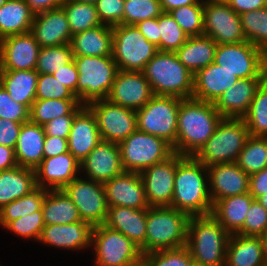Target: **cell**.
I'll return each instance as SVG.
<instances>
[{
  "instance_id": "4",
  "label": "cell",
  "mask_w": 267,
  "mask_h": 266,
  "mask_svg": "<svg viewBox=\"0 0 267 266\" xmlns=\"http://www.w3.org/2000/svg\"><path fill=\"white\" fill-rule=\"evenodd\" d=\"M154 95L191 98L194 75L179 61L175 52L157 51L144 70Z\"/></svg>"
},
{
  "instance_id": "40",
  "label": "cell",
  "mask_w": 267,
  "mask_h": 266,
  "mask_svg": "<svg viewBox=\"0 0 267 266\" xmlns=\"http://www.w3.org/2000/svg\"><path fill=\"white\" fill-rule=\"evenodd\" d=\"M236 163L248 175L267 167V137L249 136Z\"/></svg>"
},
{
  "instance_id": "36",
  "label": "cell",
  "mask_w": 267,
  "mask_h": 266,
  "mask_svg": "<svg viewBox=\"0 0 267 266\" xmlns=\"http://www.w3.org/2000/svg\"><path fill=\"white\" fill-rule=\"evenodd\" d=\"M34 15L24 0H7L0 7V40L30 32Z\"/></svg>"
},
{
  "instance_id": "14",
  "label": "cell",
  "mask_w": 267,
  "mask_h": 266,
  "mask_svg": "<svg viewBox=\"0 0 267 266\" xmlns=\"http://www.w3.org/2000/svg\"><path fill=\"white\" fill-rule=\"evenodd\" d=\"M95 116L102 140L120 143L137 130L136 111L108 99L86 105Z\"/></svg>"
},
{
  "instance_id": "29",
  "label": "cell",
  "mask_w": 267,
  "mask_h": 266,
  "mask_svg": "<svg viewBox=\"0 0 267 266\" xmlns=\"http://www.w3.org/2000/svg\"><path fill=\"white\" fill-rule=\"evenodd\" d=\"M45 136L43 126L30 120L22 123L14 149L18 166L35 169L41 163Z\"/></svg>"
},
{
  "instance_id": "13",
  "label": "cell",
  "mask_w": 267,
  "mask_h": 266,
  "mask_svg": "<svg viewBox=\"0 0 267 266\" xmlns=\"http://www.w3.org/2000/svg\"><path fill=\"white\" fill-rule=\"evenodd\" d=\"M203 34L217 45L246 41L240 15L225 0L203 1Z\"/></svg>"
},
{
  "instance_id": "9",
  "label": "cell",
  "mask_w": 267,
  "mask_h": 266,
  "mask_svg": "<svg viewBox=\"0 0 267 266\" xmlns=\"http://www.w3.org/2000/svg\"><path fill=\"white\" fill-rule=\"evenodd\" d=\"M182 99L154 95L141 109L136 110L137 130L176 144L178 110Z\"/></svg>"
},
{
  "instance_id": "56",
  "label": "cell",
  "mask_w": 267,
  "mask_h": 266,
  "mask_svg": "<svg viewBox=\"0 0 267 266\" xmlns=\"http://www.w3.org/2000/svg\"><path fill=\"white\" fill-rule=\"evenodd\" d=\"M52 75L76 96L79 74L74 60L66 65H62V68L52 73Z\"/></svg>"
},
{
  "instance_id": "43",
  "label": "cell",
  "mask_w": 267,
  "mask_h": 266,
  "mask_svg": "<svg viewBox=\"0 0 267 266\" xmlns=\"http://www.w3.org/2000/svg\"><path fill=\"white\" fill-rule=\"evenodd\" d=\"M246 41L267 54V7L240 14Z\"/></svg>"
},
{
  "instance_id": "65",
  "label": "cell",
  "mask_w": 267,
  "mask_h": 266,
  "mask_svg": "<svg viewBox=\"0 0 267 266\" xmlns=\"http://www.w3.org/2000/svg\"><path fill=\"white\" fill-rule=\"evenodd\" d=\"M267 210V192L256 199Z\"/></svg>"
},
{
  "instance_id": "15",
  "label": "cell",
  "mask_w": 267,
  "mask_h": 266,
  "mask_svg": "<svg viewBox=\"0 0 267 266\" xmlns=\"http://www.w3.org/2000/svg\"><path fill=\"white\" fill-rule=\"evenodd\" d=\"M63 190L76 205L81 220L93 227L105 222L108 205L103 183L79 175Z\"/></svg>"
},
{
  "instance_id": "26",
  "label": "cell",
  "mask_w": 267,
  "mask_h": 266,
  "mask_svg": "<svg viewBox=\"0 0 267 266\" xmlns=\"http://www.w3.org/2000/svg\"><path fill=\"white\" fill-rule=\"evenodd\" d=\"M267 77L239 79L213 103L223 118H243Z\"/></svg>"
},
{
  "instance_id": "38",
  "label": "cell",
  "mask_w": 267,
  "mask_h": 266,
  "mask_svg": "<svg viewBox=\"0 0 267 266\" xmlns=\"http://www.w3.org/2000/svg\"><path fill=\"white\" fill-rule=\"evenodd\" d=\"M47 191L43 187L36 186L27 195L3 206L0 209V226L5 228L10 222L39 211Z\"/></svg>"
},
{
  "instance_id": "57",
  "label": "cell",
  "mask_w": 267,
  "mask_h": 266,
  "mask_svg": "<svg viewBox=\"0 0 267 266\" xmlns=\"http://www.w3.org/2000/svg\"><path fill=\"white\" fill-rule=\"evenodd\" d=\"M135 26L160 51L159 17L140 21Z\"/></svg>"
},
{
  "instance_id": "34",
  "label": "cell",
  "mask_w": 267,
  "mask_h": 266,
  "mask_svg": "<svg viewBox=\"0 0 267 266\" xmlns=\"http://www.w3.org/2000/svg\"><path fill=\"white\" fill-rule=\"evenodd\" d=\"M36 187L35 169L15 166L0 172V209Z\"/></svg>"
},
{
  "instance_id": "33",
  "label": "cell",
  "mask_w": 267,
  "mask_h": 266,
  "mask_svg": "<svg viewBox=\"0 0 267 266\" xmlns=\"http://www.w3.org/2000/svg\"><path fill=\"white\" fill-rule=\"evenodd\" d=\"M217 43L207 35L191 36L175 52L179 61L195 75L214 62Z\"/></svg>"
},
{
  "instance_id": "67",
  "label": "cell",
  "mask_w": 267,
  "mask_h": 266,
  "mask_svg": "<svg viewBox=\"0 0 267 266\" xmlns=\"http://www.w3.org/2000/svg\"><path fill=\"white\" fill-rule=\"evenodd\" d=\"M64 1H73L77 3H87L95 5L98 0H64Z\"/></svg>"
},
{
  "instance_id": "55",
  "label": "cell",
  "mask_w": 267,
  "mask_h": 266,
  "mask_svg": "<svg viewBox=\"0 0 267 266\" xmlns=\"http://www.w3.org/2000/svg\"><path fill=\"white\" fill-rule=\"evenodd\" d=\"M22 123L0 118V145L15 149Z\"/></svg>"
},
{
  "instance_id": "52",
  "label": "cell",
  "mask_w": 267,
  "mask_h": 266,
  "mask_svg": "<svg viewBox=\"0 0 267 266\" xmlns=\"http://www.w3.org/2000/svg\"><path fill=\"white\" fill-rule=\"evenodd\" d=\"M0 118L25 123L30 119V109L21 103L15 102L0 84Z\"/></svg>"
},
{
  "instance_id": "27",
  "label": "cell",
  "mask_w": 267,
  "mask_h": 266,
  "mask_svg": "<svg viewBox=\"0 0 267 266\" xmlns=\"http://www.w3.org/2000/svg\"><path fill=\"white\" fill-rule=\"evenodd\" d=\"M102 140L95 116L85 105L74 117L68 151L81 163Z\"/></svg>"
},
{
  "instance_id": "31",
  "label": "cell",
  "mask_w": 267,
  "mask_h": 266,
  "mask_svg": "<svg viewBox=\"0 0 267 266\" xmlns=\"http://www.w3.org/2000/svg\"><path fill=\"white\" fill-rule=\"evenodd\" d=\"M254 197L249 193L225 197L213 204L211 215L232 235L243 227Z\"/></svg>"
},
{
  "instance_id": "1",
  "label": "cell",
  "mask_w": 267,
  "mask_h": 266,
  "mask_svg": "<svg viewBox=\"0 0 267 266\" xmlns=\"http://www.w3.org/2000/svg\"><path fill=\"white\" fill-rule=\"evenodd\" d=\"M222 118L212 102L193 97L182 99L178 110L173 152L183 156H195L214 134Z\"/></svg>"
},
{
  "instance_id": "25",
  "label": "cell",
  "mask_w": 267,
  "mask_h": 266,
  "mask_svg": "<svg viewBox=\"0 0 267 266\" xmlns=\"http://www.w3.org/2000/svg\"><path fill=\"white\" fill-rule=\"evenodd\" d=\"M147 209H134L123 206L108 207L103 225L119 231L132 240L146 254Z\"/></svg>"
},
{
  "instance_id": "28",
  "label": "cell",
  "mask_w": 267,
  "mask_h": 266,
  "mask_svg": "<svg viewBox=\"0 0 267 266\" xmlns=\"http://www.w3.org/2000/svg\"><path fill=\"white\" fill-rule=\"evenodd\" d=\"M240 78L214 62L202 68L194 75L192 97L214 103L227 89Z\"/></svg>"
},
{
  "instance_id": "23",
  "label": "cell",
  "mask_w": 267,
  "mask_h": 266,
  "mask_svg": "<svg viewBox=\"0 0 267 266\" xmlns=\"http://www.w3.org/2000/svg\"><path fill=\"white\" fill-rule=\"evenodd\" d=\"M30 33L40 47L71 43L72 34L62 7L34 15Z\"/></svg>"
},
{
  "instance_id": "11",
  "label": "cell",
  "mask_w": 267,
  "mask_h": 266,
  "mask_svg": "<svg viewBox=\"0 0 267 266\" xmlns=\"http://www.w3.org/2000/svg\"><path fill=\"white\" fill-rule=\"evenodd\" d=\"M91 247L96 266H127L143 257L132 240L103 224L93 227Z\"/></svg>"
},
{
  "instance_id": "12",
  "label": "cell",
  "mask_w": 267,
  "mask_h": 266,
  "mask_svg": "<svg viewBox=\"0 0 267 266\" xmlns=\"http://www.w3.org/2000/svg\"><path fill=\"white\" fill-rule=\"evenodd\" d=\"M214 63L240 79L267 77V54L248 41L217 45Z\"/></svg>"
},
{
  "instance_id": "7",
  "label": "cell",
  "mask_w": 267,
  "mask_h": 266,
  "mask_svg": "<svg viewBox=\"0 0 267 266\" xmlns=\"http://www.w3.org/2000/svg\"><path fill=\"white\" fill-rule=\"evenodd\" d=\"M249 136L243 118H222L214 134L194 157L206 167L236 162Z\"/></svg>"
},
{
  "instance_id": "42",
  "label": "cell",
  "mask_w": 267,
  "mask_h": 266,
  "mask_svg": "<svg viewBox=\"0 0 267 266\" xmlns=\"http://www.w3.org/2000/svg\"><path fill=\"white\" fill-rule=\"evenodd\" d=\"M243 119L250 136L267 137V79L257 89Z\"/></svg>"
},
{
  "instance_id": "3",
  "label": "cell",
  "mask_w": 267,
  "mask_h": 266,
  "mask_svg": "<svg viewBox=\"0 0 267 266\" xmlns=\"http://www.w3.org/2000/svg\"><path fill=\"white\" fill-rule=\"evenodd\" d=\"M230 233L211 215L191 216L187 225V244L194 263L225 266Z\"/></svg>"
},
{
  "instance_id": "22",
  "label": "cell",
  "mask_w": 267,
  "mask_h": 266,
  "mask_svg": "<svg viewBox=\"0 0 267 266\" xmlns=\"http://www.w3.org/2000/svg\"><path fill=\"white\" fill-rule=\"evenodd\" d=\"M80 173V162L70 152L43 158L35 168L36 186L60 190Z\"/></svg>"
},
{
  "instance_id": "2",
  "label": "cell",
  "mask_w": 267,
  "mask_h": 266,
  "mask_svg": "<svg viewBox=\"0 0 267 266\" xmlns=\"http://www.w3.org/2000/svg\"><path fill=\"white\" fill-rule=\"evenodd\" d=\"M170 207L189 217L209 215L212 212L207 167L194 156H185L177 164Z\"/></svg>"
},
{
  "instance_id": "59",
  "label": "cell",
  "mask_w": 267,
  "mask_h": 266,
  "mask_svg": "<svg viewBox=\"0 0 267 266\" xmlns=\"http://www.w3.org/2000/svg\"><path fill=\"white\" fill-rule=\"evenodd\" d=\"M267 192V167L250 175L249 193L257 199Z\"/></svg>"
},
{
  "instance_id": "24",
  "label": "cell",
  "mask_w": 267,
  "mask_h": 266,
  "mask_svg": "<svg viewBox=\"0 0 267 266\" xmlns=\"http://www.w3.org/2000/svg\"><path fill=\"white\" fill-rule=\"evenodd\" d=\"M93 226L86 221L45 225L38 241L52 247L70 250L91 248Z\"/></svg>"
},
{
  "instance_id": "6",
  "label": "cell",
  "mask_w": 267,
  "mask_h": 266,
  "mask_svg": "<svg viewBox=\"0 0 267 266\" xmlns=\"http://www.w3.org/2000/svg\"><path fill=\"white\" fill-rule=\"evenodd\" d=\"M78 70L76 97L80 104L107 99L117 72L112 56H74Z\"/></svg>"
},
{
  "instance_id": "16",
  "label": "cell",
  "mask_w": 267,
  "mask_h": 266,
  "mask_svg": "<svg viewBox=\"0 0 267 266\" xmlns=\"http://www.w3.org/2000/svg\"><path fill=\"white\" fill-rule=\"evenodd\" d=\"M185 156L173 153L140 173L149 207L171 206L177 164Z\"/></svg>"
},
{
  "instance_id": "41",
  "label": "cell",
  "mask_w": 267,
  "mask_h": 266,
  "mask_svg": "<svg viewBox=\"0 0 267 266\" xmlns=\"http://www.w3.org/2000/svg\"><path fill=\"white\" fill-rule=\"evenodd\" d=\"M61 7L65 11L72 36L102 25L93 4L63 1Z\"/></svg>"
},
{
  "instance_id": "19",
  "label": "cell",
  "mask_w": 267,
  "mask_h": 266,
  "mask_svg": "<svg viewBox=\"0 0 267 266\" xmlns=\"http://www.w3.org/2000/svg\"><path fill=\"white\" fill-rule=\"evenodd\" d=\"M103 185L108 207L149 208L140 173L124 171L122 174L104 182Z\"/></svg>"
},
{
  "instance_id": "47",
  "label": "cell",
  "mask_w": 267,
  "mask_h": 266,
  "mask_svg": "<svg viewBox=\"0 0 267 266\" xmlns=\"http://www.w3.org/2000/svg\"><path fill=\"white\" fill-rule=\"evenodd\" d=\"M163 13L160 0H125L124 25L158 18Z\"/></svg>"
},
{
  "instance_id": "44",
  "label": "cell",
  "mask_w": 267,
  "mask_h": 266,
  "mask_svg": "<svg viewBox=\"0 0 267 266\" xmlns=\"http://www.w3.org/2000/svg\"><path fill=\"white\" fill-rule=\"evenodd\" d=\"M73 60L70 43L58 46L41 47L35 70L39 74H52Z\"/></svg>"
},
{
  "instance_id": "8",
  "label": "cell",
  "mask_w": 267,
  "mask_h": 266,
  "mask_svg": "<svg viewBox=\"0 0 267 266\" xmlns=\"http://www.w3.org/2000/svg\"><path fill=\"white\" fill-rule=\"evenodd\" d=\"M124 171L141 173L165 161L174 152L163 138L136 130L118 143Z\"/></svg>"
},
{
  "instance_id": "48",
  "label": "cell",
  "mask_w": 267,
  "mask_h": 266,
  "mask_svg": "<svg viewBox=\"0 0 267 266\" xmlns=\"http://www.w3.org/2000/svg\"><path fill=\"white\" fill-rule=\"evenodd\" d=\"M143 257L148 266H193L194 264V260L186 246L150 252L143 255Z\"/></svg>"
},
{
  "instance_id": "63",
  "label": "cell",
  "mask_w": 267,
  "mask_h": 266,
  "mask_svg": "<svg viewBox=\"0 0 267 266\" xmlns=\"http://www.w3.org/2000/svg\"><path fill=\"white\" fill-rule=\"evenodd\" d=\"M200 0H160L163 12H169L181 6L198 3Z\"/></svg>"
},
{
  "instance_id": "64",
  "label": "cell",
  "mask_w": 267,
  "mask_h": 266,
  "mask_svg": "<svg viewBox=\"0 0 267 266\" xmlns=\"http://www.w3.org/2000/svg\"><path fill=\"white\" fill-rule=\"evenodd\" d=\"M260 237L262 239L265 257L267 258V228L265 229V231L263 232V234Z\"/></svg>"
},
{
  "instance_id": "54",
  "label": "cell",
  "mask_w": 267,
  "mask_h": 266,
  "mask_svg": "<svg viewBox=\"0 0 267 266\" xmlns=\"http://www.w3.org/2000/svg\"><path fill=\"white\" fill-rule=\"evenodd\" d=\"M84 106L79 103L68 115L60 116L47 122L43 125L45 134L68 139L74 117Z\"/></svg>"
},
{
  "instance_id": "10",
  "label": "cell",
  "mask_w": 267,
  "mask_h": 266,
  "mask_svg": "<svg viewBox=\"0 0 267 266\" xmlns=\"http://www.w3.org/2000/svg\"><path fill=\"white\" fill-rule=\"evenodd\" d=\"M112 31V57L118 69L142 72L158 51L157 47L147 41L135 25H116Z\"/></svg>"
},
{
  "instance_id": "46",
  "label": "cell",
  "mask_w": 267,
  "mask_h": 266,
  "mask_svg": "<svg viewBox=\"0 0 267 266\" xmlns=\"http://www.w3.org/2000/svg\"><path fill=\"white\" fill-rule=\"evenodd\" d=\"M169 13L189 37L203 35V1L175 8Z\"/></svg>"
},
{
  "instance_id": "53",
  "label": "cell",
  "mask_w": 267,
  "mask_h": 266,
  "mask_svg": "<svg viewBox=\"0 0 267 266\" xmlns=\"http://www.w3.org/2000/svg\"><path fill=\"white\" fill-rule=\"evenodd\" d=\"M125 0H98L95 4L98 17L103 25L124 24Z\"/></svg>"
},
{
  "instance_id": "70",
  "label": "cell",
  "mask_w": 267,
  "mask_h": 266,
  "mask_svg": "<svg viewBox=\"0 0 267 266\" xmlns=\"http://www.w3.org/2000/svg\"><path fill=\"white\" fill-rule=\"evenodd\" d=\"M263 266H267V258H266V260H265V263H264V265Z\"/></svg>"
},
{
  "instance_id": "39",
  "label": "cell",
  "mask_w": 267,
  "mask_h": 266,
  "mask_svg": "<svg viewBox=\"0 0 267 266\" xmlns=\"http://www.w3.org/2000/svg\"><path fill=\"white\" fill-rule=\"evenodd\" d=\"M78 99H36L30 108V121L38 125L68 115L77 105Z\"/></svg>"
},
{
  "instance_id": "18",
  "label": "cell",
  "mask_w": 267,
  "mask_h": 266,
  "mask_svg": "<svg viewBox=\"0 0 267 266\" xmlns=\"http://www.w3.org/2000/svg\"><path fill=\"white\" fill-rule=\"evenodd\" d=\"M40 45L28 32L0 40V70H34Z\"/></svg>"
},
{
  "instance_id": "35",
  "label": "cell",
  "mask_w": 267,
  "mask_h": 266,
  "mask_svg": "<svg viewBox=\"0 0 267 266\" xmlns=\"http://www.w3.org/2000/svg\"><path fill=\"white\" fill-rule=\"evenodd\" d=\"M39 73L34 70H0V84L10 97L29 109L36 100V86Z\"/></svg>"
},
{
  "instance_id": "32",
  "label": "cell",
  "mask_w": 267,
  "mask_h": 266,
  "mask_svg": "<svg viewBox=\"0 0 267 266\" xmlns=\"http://www.w3.org/2000/svg\"><path fill=\"white\" fill-rule=\"evenodd\" d=\"M74 56H112L113 31L111 26L99 25L72 36Z\"/></svg>"
},
{
  "instance_id": "69",
  "label": "cell",
  "mask_w": 267,
  "mask_h": 266,
  "mask_svg": "<svg viewBox=\"0 0 267 266\" xmlns=\"http://www.w3.org/2000/svg\"><path fill=\"white\" fill-rule=\"evenodd\" d=\"M193 266H204V265L194 263Z\"/></svg>"
},
{
  "instance_id": "21",
  "label": "cell",
  "mask_w": 267,
  "mask_h": 266,
  "mask_svg": "<svg viewBox=\"0 0 267 266\" xmlns=\"http://www.w3.org/2000/svg\"><path fill=\"white\" fill-rule=\"evenodd\" d=\"M209 193L213 204L220 199L249 192L250 175L236 162L207 167Z\"/></svg>"
},
{
  "instance_id": "51",
  "label": "cell",
  "mask_w": 267,
  "mask_h": 266,
  "mask_svg": "<svg viewBox=\"0 0 267 266\" xmlns=\"http://www.w3.org/2000/svg\"><path fill=\"white\" fill-rule=\"evenodd\" d=\"M267 228V210L254 199L250 205L242 229L237 233L246 236H261Z\"/></svg>"
},
{
  "instance_id": "58",
  "label": "cell",
  "mask_w": 267,
  "mask_h": 266,
  "mask_svg": "<svg viewBox=\"0 0 267 266\" xmlns=\"http://www.w3.org/2000/svg\"><path fill=\"white\" fill-rule=\"evenodd\" d=\"M66 152H69L67 139L57 136H45L43 148L44 158H50Z\"/></svg>"
},
{
  "instance_id": "62",
  "label": "cell",
  "mask_w": 267,
  "mask_h": 266,
  "mask_svg": "<svg viewBox=\"0 0 267 266\" xmlns=\"http://www.w3.org/2000/svg\"><path fill=\"white\" fill-rule=\"evenodd\" d=\"M17 166L14 148L0 145V172Z\"/></svg>"
},
{
  "instance_id": "5",
  "label": "cell",
  "mask_w": 267,
  "mask_h": 266,
  "mask_svg": "<svg viewBox=\"0 0 267 266\" xmlns=\"http://www.w3.org/2000/svg\"><path fill=\"white\" fill-rule=\"evenodd\" d=\"M189 216L170 206L149 207L146 219V254L187 244Z\"/></svg>"
},
{
  "instance_id": "60",
  "label": "cell",
  "mask_w": 267,
  "mask_h": 266,
  "mask_svg": "<svg viewBox=\"0 0 267 266\" xmlns=\"http://www.w3.org/2000/svg\"><path fill=\"white\" fill-rule=\"evenodd\" d=\"M225 1L239 15L245 12L267 7V0H225Z\"/></svg>"
},
{
  "instance_id": "68",
  "label": "cell",
  "mask_w": 267,
  "mask_h": 266,
  "mask_svg": "<svg viewBox=\"0 0 267 266\" xmlns=\"http://www.w3.org/2000/svg\"><path fill=\"white\" fill-rule=\"evenodd\" d=\"M7 0H0V7L6 2Z\"/></svg>"
},
{
  "instance_id": "61",
  "label": "cell",
  "mask_w": 267,
  "mask_h": 266,
  "mask_svg": "<svg viewBox=\"0 0 267 266\" xmlns=\"http://www.w3.org/2000/svg\"><path fill=\"white\" fill-rule=\"evenodd\" d=\"M34 13H41L61 7L64 0H24Z\"/></svg>"
},
{
  "instance_id": "66",
  "label": "cell",
  "mask_w": 267,
  "mask_h": 266,
  "mask_svg": "<svg viewBox=\"0 0 267 266\" xmlns=\"http://www.w3.org/2000/svg\"><path fill=\"white\" fill-rule=\"evenodd\" d=\"M127 266H148L146 260L144 257L140 258L138 261L132 263V264H129Z\"/></svg>"
},
{
  "instance_id": "17",
  "label": "cell",
  "mask_w": 267,
  "mask_h": 266,
  "mask_svg": "<svg viewBox=\"0 0 267 266\" xmlns=\"http://www.w3.org/2000/svg\"><path fill=\"white\" fill-rule=\"evenodd\" d=\"M153 96L152 88L143 72L119 70L107 99L136 111Z\"/></svg>"
},
{
  "instance_id": "20",
  "label": "cell",
  "mask_w": 267,
  "mask_h": 266,
  "mask_svg": "<svg viewBox=\"0 0 267 266\" xmlns=\"http://www.w3.org/2000/svg\"><path fill=\"white\" fill-rule=\"evenodd\" d=\"M84 177L104 183L124 172L118 143L101 140L80 163Z\"/></svg>"
},
{
  "instance_id": "49",
  "label": "cell",
  "mask_w": 267,
  "mask_h": 266,
  "mask_svg": "<svg viewBox=\"0 0 267 266\" xmlns=\"http://www.w3.org/2000/svg\"><path fill=\"white\" fill-rule=\"evenodd\" d=\"M45 226L42 210L20 217L10 222L4 229L9 230L21 238L38 241L41 231Z\"/></svg>"
},
{
  "instance_id": "30",
  "label": "cell",
  "mask_w": 267,
  "mask_h": 266,
  "mask_svg": "<svg viewBox=\"0 0 267 266\" xmlns=\"http://www.w3.org/2000/svg\"><path fill=\"white\" fill-rule=\"evenodd\" d=\"M265 260L260 236L230 235L225 266H263Z\"/></svg>"
},
{
  "instance_id": "45",
  "label": "cell",
  "mask_w": 267,
  "mask_h": 266,
  "mask_svg": "<svg viewBox=\"0 0 267 266\" xmlns=\"http://www.w3.org/2000/svg\"><path fill=\"white\" fill-rule=\"evenodd\" d=\"M160 51L176 52L188 39V35L169 12L159 16Z\"/></svg>"
},
{
  "instance_id": "37",
  "label": "cell",
  "mask_w": 267,
  "mask_h": 266,
  "mask_svg": "<svg viewBox=\"0 0 267 266\" xmlns=\"http://www.w3.org/2000/svg\"><path fill=\"white\" fill-rule=\"evenodd\" d=\"M41 210L45 225H63L81 221L76 205L63 189L48 190Z\"/></svg>"
},
{
  "instance_id": "50",
  "label": "cell",
  "mask_w": 267,
  "mask_h": 266,
  "mask_svg": "<svg viewBox=\"0 0 267 266\" xmlns=\"http://www.w3.org/2000/svg\"><path fill=\"white\" fill-rule=\"evenodd\" d=\"M36 99H77V97L52 74H39Z\"/></svg>"
}]
</instances>
